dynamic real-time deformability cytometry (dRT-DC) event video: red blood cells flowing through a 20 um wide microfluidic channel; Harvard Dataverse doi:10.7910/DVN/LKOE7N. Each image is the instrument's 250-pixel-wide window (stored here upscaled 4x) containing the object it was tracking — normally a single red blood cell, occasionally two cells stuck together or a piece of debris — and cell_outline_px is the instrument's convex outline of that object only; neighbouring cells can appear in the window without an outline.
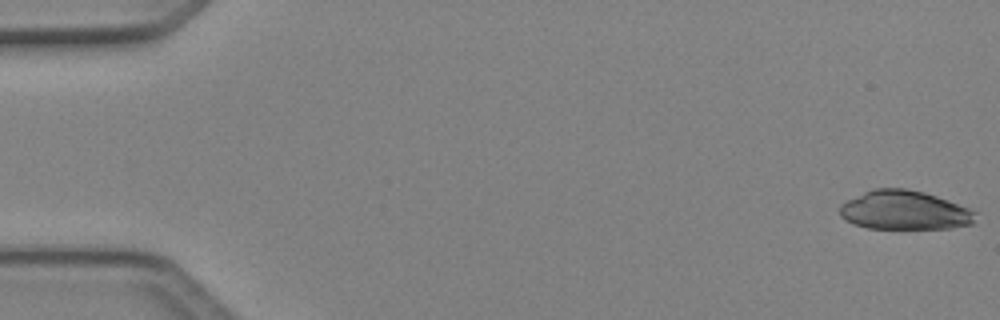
{"species": "Egyptian fruit bat (a non-hibernating species)", "species_latin": "Rousettus aegyptiacus", "temperature_condition": "cold", "stored_images_in_passage": 4, "camera_frame_rate_fps": 3000, "um_per_image_px": 0.085, "animal": {"sex": "female"}, "frame": {"image": 1, "passage_image": 1, "time_ms": 0.0, "image_size_px": [1000, 320], "cell_outline_px": [[976, 212], [972, 224], [952, 228], [868, 228], [852, 224], [844, 220], [840, 216], [840, 204], [872, 188], [904, 188], [924, 192], [936, 196], [968, 208]], "centroid_in_image_um": [76.84, 17.87], "position_along_channel_um": 8.2, "area_um2": 30.69}}
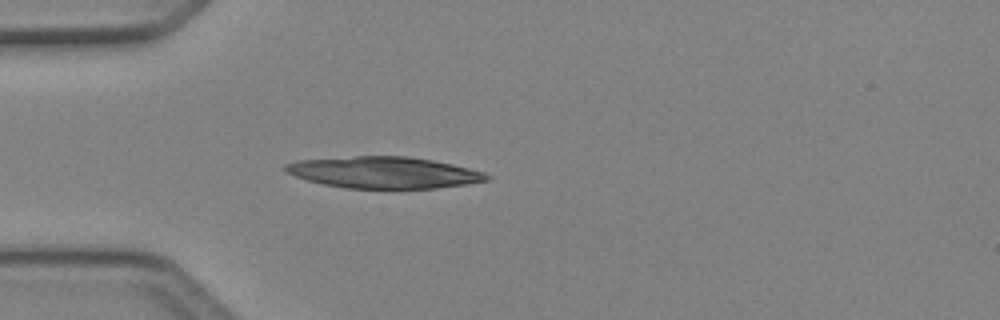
{"frame": {"image": 2, "passage_image": 4, "time_ms": 1.0, "image_size_px": [1000, 320], "cell_outline_px": [[492, 180], [468, 184], [436, 188], [344, 188], [324, 184], [308, 180], [296, 176], [288, 172], [284, 168], [284, 164], [296, 160], [356, 156], [408, 156], [432, 160], [452, 164], [484, 172], [492, 176]], "centroid_in_image_um": [32.67, 14.66], "position_along_channel_um": 52.3, "area_um2": 36.99}}